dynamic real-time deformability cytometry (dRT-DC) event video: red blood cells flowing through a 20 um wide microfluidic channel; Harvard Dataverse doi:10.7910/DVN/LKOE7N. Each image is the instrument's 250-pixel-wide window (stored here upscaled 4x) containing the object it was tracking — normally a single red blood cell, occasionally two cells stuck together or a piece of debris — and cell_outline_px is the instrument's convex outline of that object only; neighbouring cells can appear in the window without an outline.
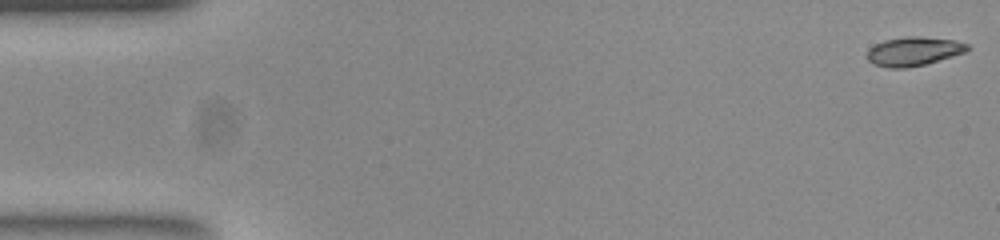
{"species": "common noctule bat (a hibernating species)", "species_latin": "Nyctalus noctula", "temperature_condition": "room temperature", "stored_images_in_passage": 53, "camera_frame_rate_fps": 3000, "um_per_image_px": 0.085, "animal": {"sex": "female", "body_mass_g": 23.0, "forearm_length_mm": 53.4}, "frame": {"image": 1, "passage_image": 1, "time_ms": 0.0, "image_size_px": [1000, 240], "cell_outline_px": [[972, 48], [964, 52], [952, 56], [924, 64], [904, 68], [888, 68], [872, 64], [868, 60], [868, 48], [884, 40], [904, 36], [920, 36], [952, 40], [968, 44]], "centroid_in_image_um": [77.63, 4.35], "position_along_channel_um": 7.4, "area_um2": 16.82}}
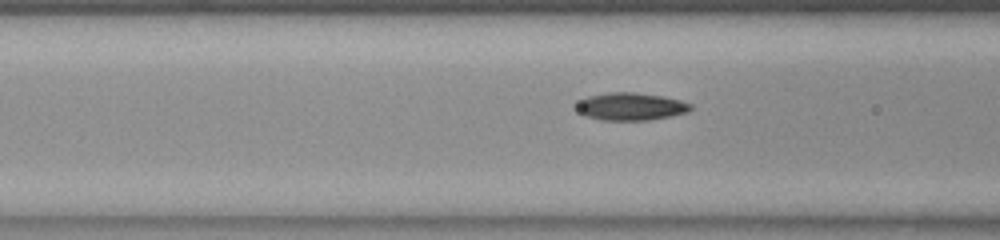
{"frame": {"image": 2, "passage_image": 20, "time_ms": 6.333, "image_size_px": [1000, 240], "cell_outline_px": [[692, 108], [688, 112], [672, 116], [652, 120], [600, 120], [584, 116], [576, 112], [572, 108], [580, 100], [588, 96], [608, 92], [632, 92], [664, 96], [680, 100], [692, 104]], "centroid_in_image_um": [53.57, 9.06], "position_along_channel_um": 113.0, "area_um2": 18.79}}
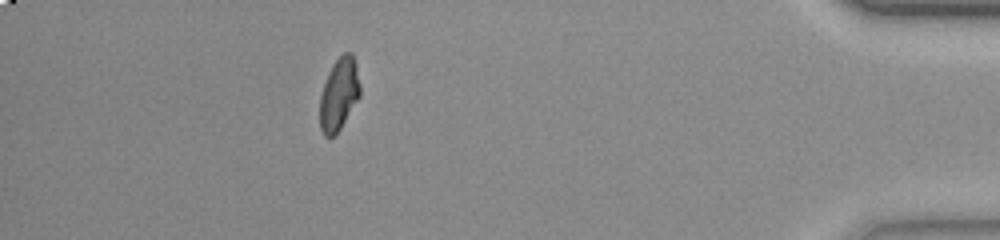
{"frame": {"image": 3, "passage_image": 47, "time_ms": 15.333, "image_size_px": [1000, 240], "cell_outline_px": [[360, 96], [336, 136], [328, 140], [324, 136], [320, 128], [320, 96], [328, 72], [332, 64], [344, 52], [352, 52], [356, 64], [360, 84]], "centroid_in_image_um": [28.81, 8.05], "position_along_channel_um": 406.4, "area_um2": 17.22}, "authors_computed_cell_mechanics": {"area_um2": 17.629, "velocity_mm_per_s": 3.8787, "shape_relaxation_time_tau1_ms": 7.721, "shape_relaxation_time_tau2_ms": 1.9739, "deformation_change_tau1": 0.2177, "deformation_change_tau2": 0.0602}}